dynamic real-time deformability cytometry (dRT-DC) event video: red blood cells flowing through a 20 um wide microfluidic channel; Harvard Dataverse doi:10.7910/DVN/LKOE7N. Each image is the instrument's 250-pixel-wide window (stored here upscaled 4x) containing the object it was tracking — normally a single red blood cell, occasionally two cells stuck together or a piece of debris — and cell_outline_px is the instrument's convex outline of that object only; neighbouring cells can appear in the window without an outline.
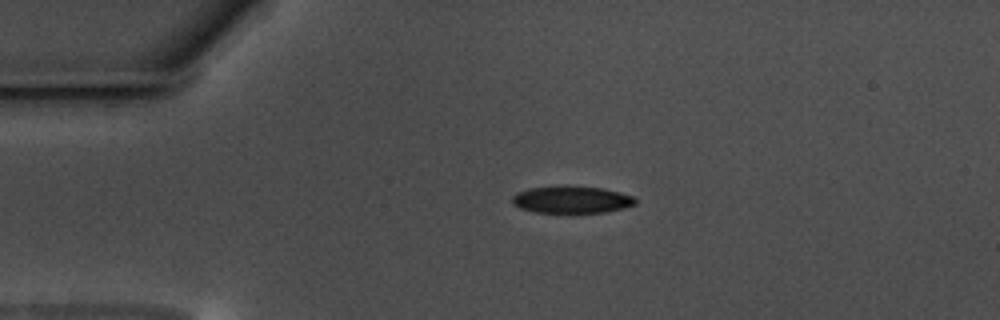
{"species": "common noctule bat (a hibernating species)", "species_latin": "Nyctalus noctula", "temperature_condition": "warm", "stored_images_in_passage": 46, "camera_frame_rate_fps": 3000, "um_per_image_px": 0.085, "animal": {"sex": "male", "body_mass_g": 17.5, "forearm_length_mm": 52.3}, "frame": {"image": 1, "passage_image": 1, "time_ms": 0.0, "image_size_px": [1000, 320], "cell_outline_px": [[636, 204], [624, 208], [604, 212], [536, 212], [520, 208], [512, 204], [512, 196], [516, 192], [528, 188], [564, 184], [568, 184], [604, 188], [620, 192], [632, 196], [636, 200]], "centroid_in_image_um": [48.56, 16.93], "position_along_channel_um": 36.4, "area_um2": 19.88}}
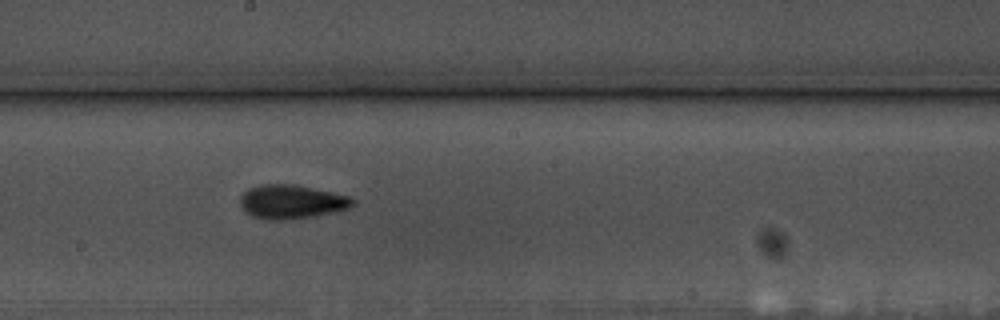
{"frame": {"image": 2, "passage_image": 20, "time_ms": 6.333, "image_size_px": [1000, 320], "cell_outline_px": [[356, 204], [348, 208], [336, 212], [288, 220], [268, 220], [252, 216], [244, 212], [240, 204], [240, 196], [248, 188], [260, 184], [296, 184], [332, 192], [348, 196], [356, 200]], "centroid_in_image_um": [24.77, 17.15], "position_along_channel_um": 223.4, "area_um2": 22.54}}
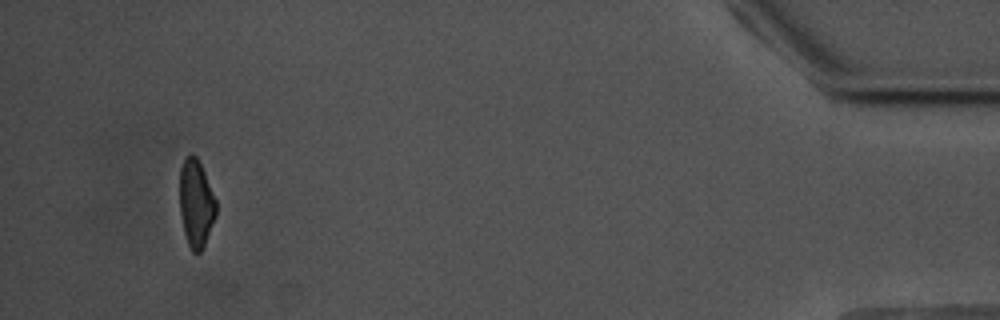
{"frame": {"image": 3, "passage_image": 43, "time_ms": 14.0, "image_size_px": [1000, 320], "cell_outline_px": [[216, 216], [204, 244], [200, 252], [192, 252], [188, 244], [184, 232], [180, 212], [180, 168], [184, 160], [188, 156], [196, 156], [204, 172], [216, 200]], "centroid_in_image_um": [16.66, 17.31], "position_along_channel_um": 418.5, "area_um2": 18.21}, "authors_computed_cell_mechanics": {"area_um2": 20.2011, "velocity_mm_per_s": 3.5201, "shape_relaxation_time_tau1_ms": 4.2446, "shape_relaxation_time_tau2_ms": 3.1752, "deformation_change_tau1": 0.1341, "deformation_change_tau2": 0.1017}}